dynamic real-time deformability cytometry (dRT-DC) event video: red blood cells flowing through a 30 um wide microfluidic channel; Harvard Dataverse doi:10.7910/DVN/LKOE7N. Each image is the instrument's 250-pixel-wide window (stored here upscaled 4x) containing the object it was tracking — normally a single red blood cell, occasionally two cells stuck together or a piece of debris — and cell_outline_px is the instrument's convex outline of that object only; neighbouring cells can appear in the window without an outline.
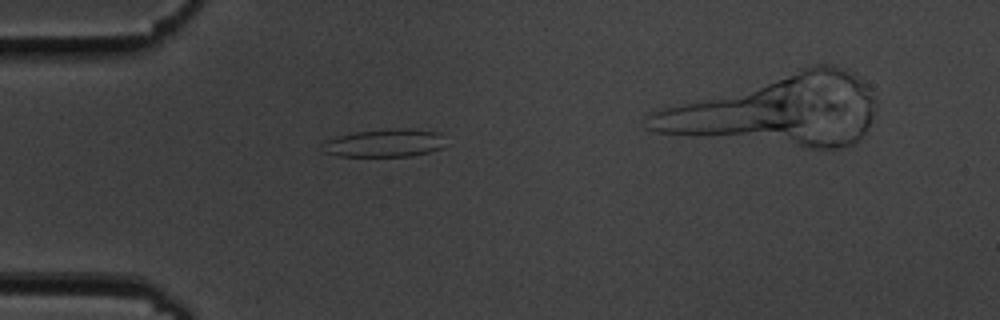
{"species": "common noctule bat (a hibernating species)", "species_latin": "Nyctalus noctula", "temperature_condition": "cold", "stored_images_in_passage": 47, "camera_frame_rate_fps": 3000, "um_per_image_px": 0.085, "animal": {"sex": "male", "body_mass_g": 19.5, "forearm_length_mm": 54.6}, "frame": {"image": 1, "passage_image": 10, "time_ms": 3.0, "image_size_px": [1000, 320], "cell_outline_px": [[448, 144], [440, 148], [428, 152], [412, 156], [336, 156], [320, 152], [320, 144], [324, 140], [356, 132], [388, 128], [408, 128], [440, 132]], "centroid_in_image_um": [32.67, 12.15], "position_along_channel_um": 52.3, "area_um2": 20.58}}
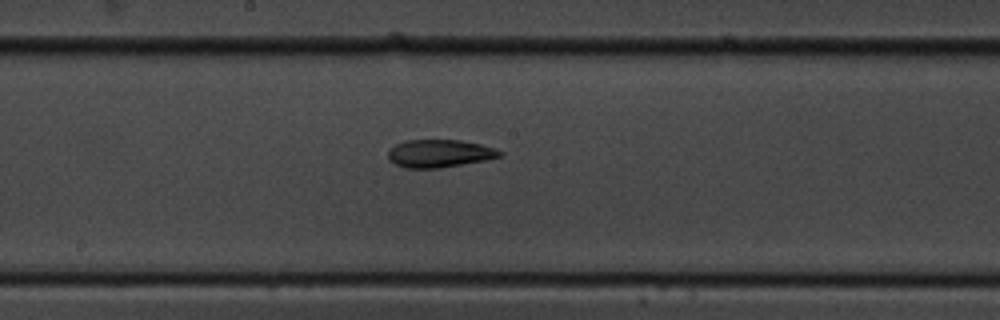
{"frame": {"image": 2, "passage_image": 24, "time_ms": 7.667, "image_size_px": [1000, 320], "cell_outline_px": [[504, 152], [500, 156], [484, 160], [440, 168], [404, 168], [388, 160], [388, 152], [396, 144], [404, 140], [460, 140], [480, 144], [496, 148]], "centroid_in_image_um": [37.34, 13.04], "position_along_channel_um": 210.9, "area_um2": 18.03}}
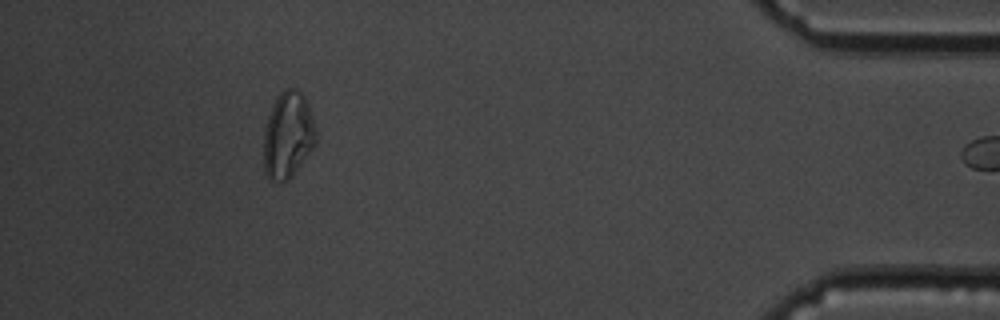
{"frame": {"image": 3, "passage_image": 45, "time_ms": 14.667, "image_size_px": [1000, 320], "cell_outline_px": [[316, 144], [292, 176], [288, 180], [268, 180], [264, 172], [264, 128], [272, 104], [276, 96], [284, 88], [296, 88], [308, 100], [316, 128]], "centroid_in_image_um": [24.48, 11.45], "position_along_channel_um": 410.7, "area_um2": 26.7}, "authors_computed_cell_mechanics": {"area_um2": 18.9584, "velocity_mm_per_s": 3.6227, "shape_relaxation_time_tau1_ms": 7.5225, "shape_relaxation_time_tau2_ms": 3.052, "deformation_change_tau1": 0.1836, "deformation_change_tau2": 0.0911}}